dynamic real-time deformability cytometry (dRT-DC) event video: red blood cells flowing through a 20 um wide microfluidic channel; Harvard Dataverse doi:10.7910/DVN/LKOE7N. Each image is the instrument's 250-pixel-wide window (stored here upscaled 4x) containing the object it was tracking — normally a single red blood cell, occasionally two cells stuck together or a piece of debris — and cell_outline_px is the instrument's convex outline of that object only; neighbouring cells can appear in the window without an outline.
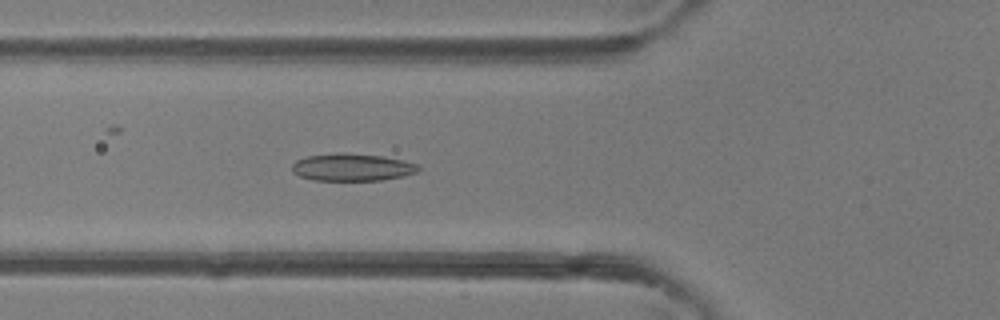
{"species": "common noctule bat (a hibernating species)", "species_latin": "Nyctalus noctula", "temperature_condition": "room temperature", "stored_images_in_passage": 47, "segment_of_instrument_passage": [1, 2], "camera_frame_rate_fps": 3000, "um_per_image_px": 0.085, "animal": {"sex": "female"}, "frame": {"image": 1, "passage_image": 17, "time_ms": 5.333, "image_size_px": [1000, 320], "cell_outline_px": [[420, 168], [416, 172], [404, 176], [380, 180], [312, 180], [300, 176], [292, 172], [292, 164], [296, 160], [308, 156], [336, 152], [344, 152], [384, 156], [404, 160], [420, 164]], "centroid_in_image_um": [29.94, 14.2], "position_along_channel_um": 95.9, "area_um2": 20.4}}
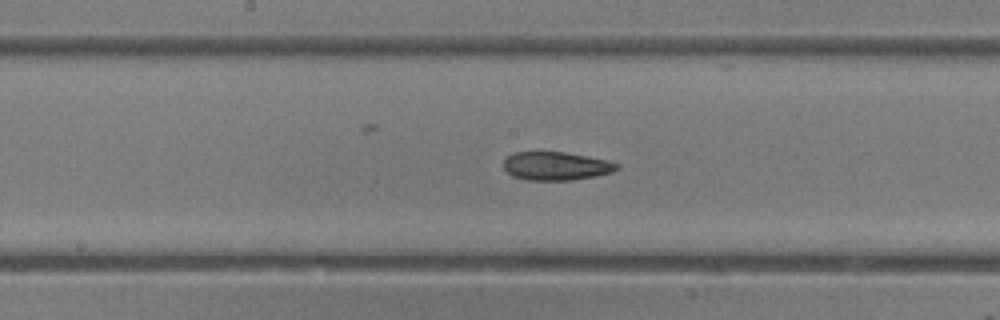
{"frame": {"image": 2, "passage_image": 24, "time_ms": 7.667, "image_size_px": [1000, 320], "cell_outline_px": [[620, 168], [612, 172], [596, 176], [572, 180], [528, 180], [512, 176], [504, 168], [504, 160], [508, 156], [516, 152], [564, 152], [588, 156], [608, 160], [620, 164]], "centroid_in_image_um": [47.31, 14.11], "position_along_channel_um": 200.9, "area_um2": 18.79}}
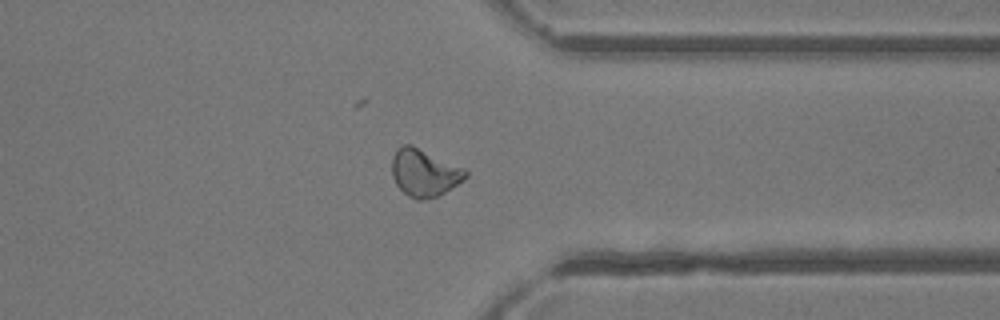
{"frame": {"image": 3, "passage_image": 36, "time_ms": 11.667, "image_size_px": [1000, 320], "cell_outline_px": [[468, 176], [464, 180], [444, 192], [436, 196], [420, 200], [416, 200], [408, 196], [396, 184], [392, 176], [392, 156], [396, 148], [404, 144], [412, 144], [464, 168], [468, 172]], "centroid_in_image_um": [36.05, 14.66], "position_along_channel_um": 375.4, "area_um2": 20.35}}